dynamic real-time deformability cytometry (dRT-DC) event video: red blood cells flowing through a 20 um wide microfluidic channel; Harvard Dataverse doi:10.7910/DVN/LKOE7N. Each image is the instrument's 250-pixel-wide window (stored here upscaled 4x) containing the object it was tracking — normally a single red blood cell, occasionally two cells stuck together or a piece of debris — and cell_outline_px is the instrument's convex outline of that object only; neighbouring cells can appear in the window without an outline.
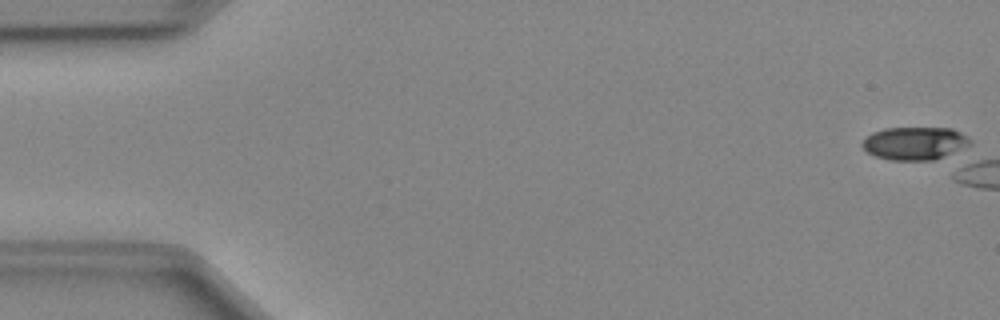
{"species": "Egyptian fruit bat (a non-hibernating species)", "species_latin": "Rousettus aegyptiacus", "temperature_condition": "cold", "stored_images_in_passage": 5, "camera_frame_rate_fps": 3000, "um_per_image_px": 0.085, "animal": {"sex": "female"}, "frame": {"image": 1, "passage_image": 1, "time_ms": 0.0, "image_size_px": [1000, 320], "cell_outline_px": [[972, 148], [932, 160], [888, 160], [876, 156], [868, 152], [860, 144], [864, 136], [872, 132], [884, 128], [952, 128], [968, 136], [972, 140]], "centroid_in_image_um": [77.82, 12.18], "position_along_channel_um": 7.2, "area_um2": 21.33}}